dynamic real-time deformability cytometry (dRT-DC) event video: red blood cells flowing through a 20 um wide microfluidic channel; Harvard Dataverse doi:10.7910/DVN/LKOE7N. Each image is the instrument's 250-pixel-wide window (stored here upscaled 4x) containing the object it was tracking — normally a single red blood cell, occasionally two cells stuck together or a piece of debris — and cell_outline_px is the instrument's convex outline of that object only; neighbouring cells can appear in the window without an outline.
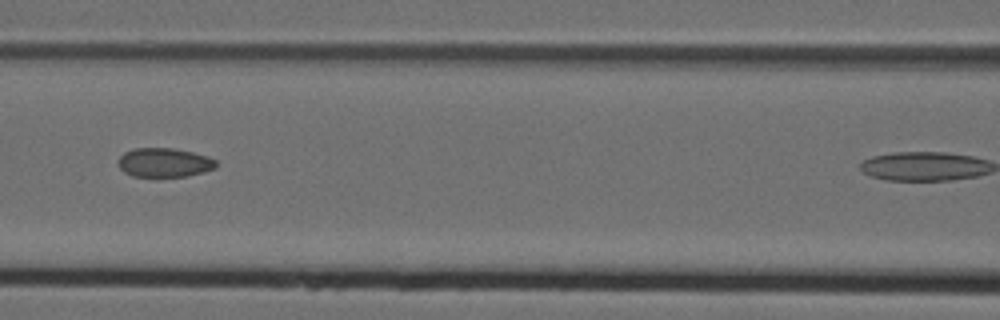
{"species": "Egyptian fruit bat (a non-hibernating species)", "species_latin": "Rousettus aegyptiacus", "temperature_condition": "cold", "stored_images_in_passage": 5, "segment_of_instrument_passage": [1, 2], "camera_frame_rate_fps": 3000, "um_per_image_px": 0.085, "animal": {"sex": "female"}, "frame": {"image": 1, "passage_image": 4, "time_ms": 1.0, "image_size_px": [1000, 320], "cell_outline_px": [[216, 168], [204, 172], [188, 176], [156, 180], [132, 176], [124, 172], [116, 164], [120, 156], [124, 152], [136, 148], [172, 148], [192, 152], [208, 156], [216, 160]], "centroid_in_image_um": [13.93, 13.87], "position_along_channel_um": 152.7, "area_um2": 17.46}}